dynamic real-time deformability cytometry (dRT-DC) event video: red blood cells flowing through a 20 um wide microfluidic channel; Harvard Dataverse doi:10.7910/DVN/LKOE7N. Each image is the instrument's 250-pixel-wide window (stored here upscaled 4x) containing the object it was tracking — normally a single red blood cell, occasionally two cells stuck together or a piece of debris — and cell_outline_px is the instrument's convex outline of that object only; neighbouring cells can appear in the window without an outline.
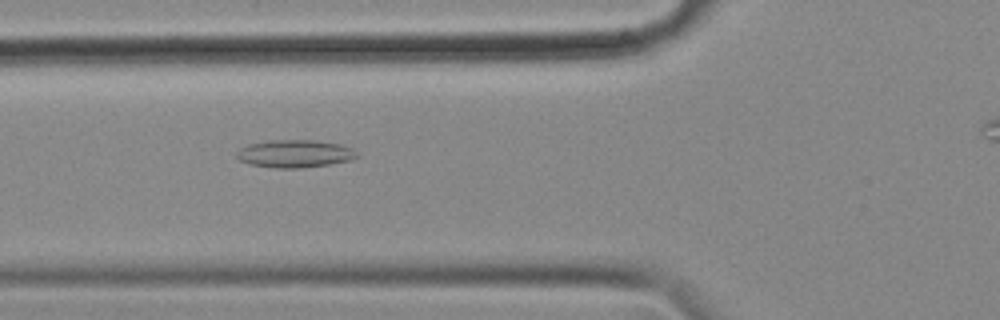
{"species": "common noctule bat (a hibernating species)", "species_latin": "Nyctalus noctula", "temperature_condition": "cold", "stored_images_in_passage": 39, "camera_frame_rate_fps": 3000, "um_per_image_px": 0.085, "animal": {"sex": "female", "body_mass_g": 18.4}, "frame": {"image": 1, "passage_image": 8, "time_ms": 2.333, "image_size_px": [1000, 320], "cell_outline_px": [[360, 156], [348, 160], [328, 164], [300, 168], [276, 168], [248, 164], [240, 160], [236, 156], [236, 152], [240, 148], [248, 144], [268, 140], [312, 140], [340, 144], [352, 148]], "centroid_in_image_um": [25.02, 13.06], "position_along_channel_um": 100.8, "area_um2": 19.36}}
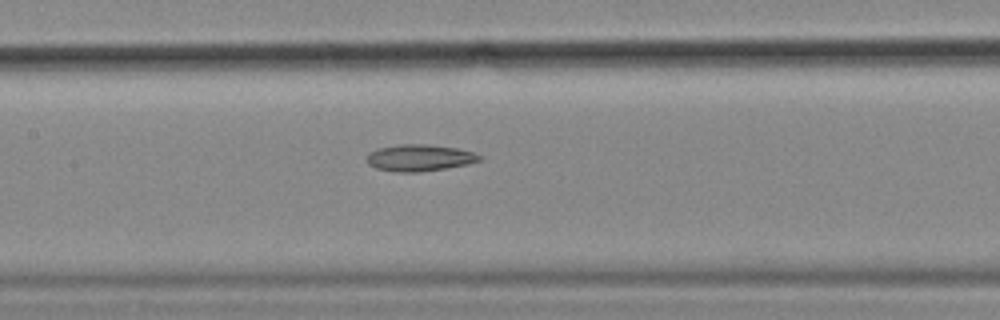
{"frame": {"image": 2, "passage_image": 14, "time_ms": 4.333, "image_size_px": [1000, 320], "cell_outline_px": [[480, 160], [468, 164], [444, 168], [416, 172], [396, 172], [376, 168], [368, 164], [364, 156], [368, 152], [376, 148], [400, 144], [428, 144], [460, 148], [476, 152], [480, 156]], "centroid_in_image_um": [35.61, 13.39], "position_along_channel_um": 171.8, "area_um2": 17.74}}
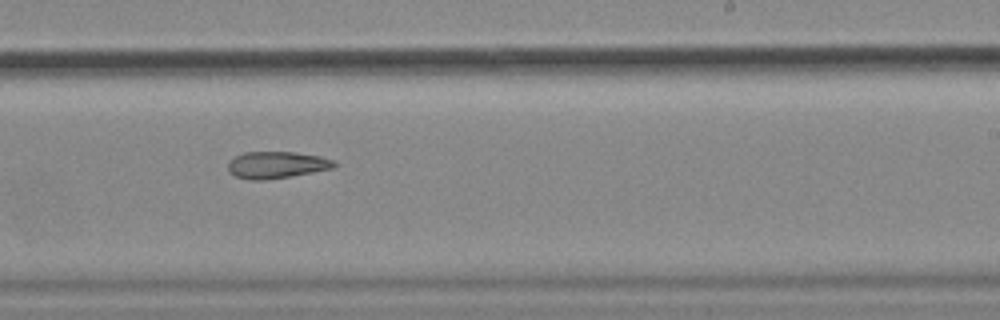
{"frame": {"image": 3, "passage_image": 22, "time_ms": 7.0, "image_size_px": [1000, 320], "cell_outline_px": [[336, 164], [332, 168], [312, 172], [264, 180], [252, 180], [236, 176], [228, 172], [228, 160], [244, 152], [296, 152], [320, 156], [336, 160]], "centroid_in_image_um": [23.49, 14.0], "position_along_channel_um": 265.5, "area_um2": 16.53}}